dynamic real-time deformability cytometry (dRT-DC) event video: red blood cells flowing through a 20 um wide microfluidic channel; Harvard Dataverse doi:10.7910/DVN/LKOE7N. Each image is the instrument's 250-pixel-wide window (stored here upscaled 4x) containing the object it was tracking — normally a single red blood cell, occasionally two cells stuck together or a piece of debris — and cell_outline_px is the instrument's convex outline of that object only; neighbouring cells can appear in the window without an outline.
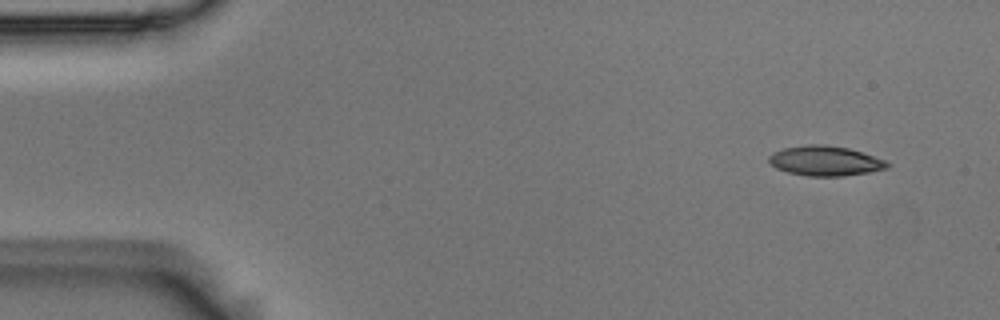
{"species": "Egyptian fruit bat (a non-hibernating species)", "species_latin": "Rousettus aegyptiacus", "temperature_condition": "room temperature", "stored_images_in_passage": 4, "camera_frame_rate_fps": 3000, "um_per_image_px": 0.085, "animal": {"sex": "male"}, "frame": {"image": 1, "passage_image": 1, "time_ms": 0.0, "image_size_px": [1000, 320], "cell_outline_px": [[892, 164], [888, 168], [872, 172], [844, 176], [808, 176], [788, 172], [776, 168], [768, 160], [768, 156], [772, 152], [784, 148], [808, 144], [824, 144], [848, 148], [884, 160]], "centroid_in_image_um": [70.14, 13.68], "position_along_channel_um": 14.9, "area_um2": 20.63}}
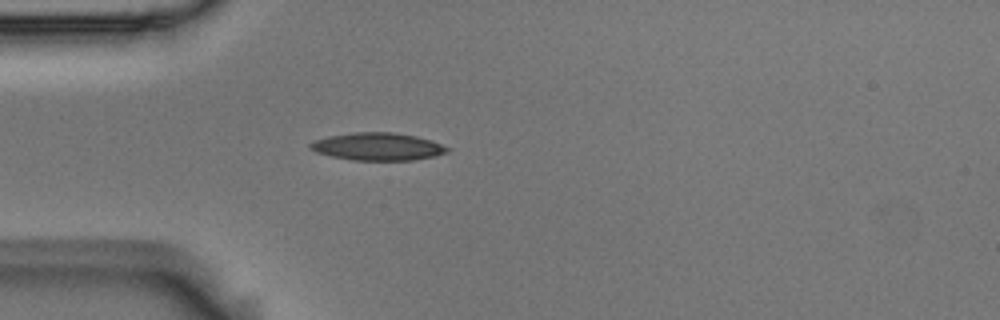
{"frame": {"image": 2, "passage_image": 4, "time_ms": 1.0, "image_size_px": [1000, 320], "cell_outline_px": [[452, 148], [448, 152], [436, 156], [412, 160], [356, 160], [332, 156], [316, 152], [308, 148], [308, 144], [312, 140], [328, 136], [352, 132], [392, 132], [416, 136], [432, 140]], "centroid_in_image_um": [32.11, 12.45], "position_along_channel_um": 52.9, "area_um2": 22.25}}